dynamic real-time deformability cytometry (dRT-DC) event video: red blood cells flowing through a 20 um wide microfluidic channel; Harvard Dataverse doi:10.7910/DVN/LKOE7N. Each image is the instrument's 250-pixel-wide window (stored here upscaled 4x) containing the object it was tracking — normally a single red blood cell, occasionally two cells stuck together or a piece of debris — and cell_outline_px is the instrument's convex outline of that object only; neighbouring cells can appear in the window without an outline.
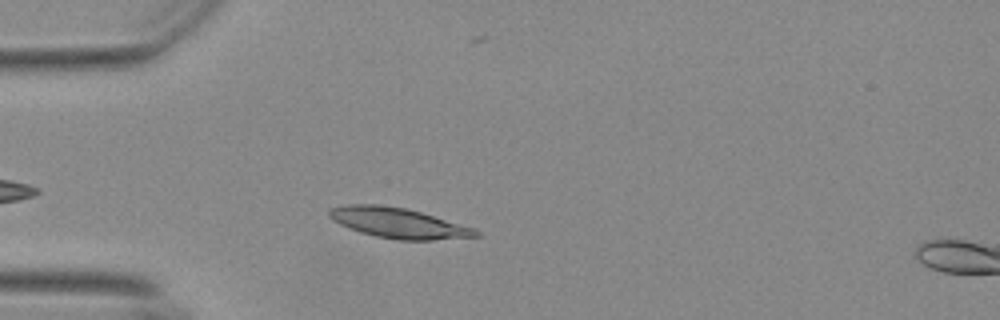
{"species": "Egyptian fruit bat (a non-hibernating species)", "species_latin": "Rousettus aegyptiacus", "temperature_condition": "warm", "stored_images_in_passage": 6, "camera_frame_rate_fps": 3000, "um_per_image_px": 0.085, "animal": {"sex": "female"}, "frame": {"image": 1, "passage_image": 4, "time_ms": 1.0, "image_size_px": [1000, 320], "cell_outline_px": [[480, 236], [432, 240], [396, 240], [376, 236], [360, 232], [348, 228], [332, 220], [328, 216], [328, 208], [344, 204], [376, 204], [404, 208], [420, 212], [476, 228], [480, 232]], "centroid_in_image_um": [33.83, 18.95], "position_along_channel_um": 51.2, "area_um2": 25.95}}